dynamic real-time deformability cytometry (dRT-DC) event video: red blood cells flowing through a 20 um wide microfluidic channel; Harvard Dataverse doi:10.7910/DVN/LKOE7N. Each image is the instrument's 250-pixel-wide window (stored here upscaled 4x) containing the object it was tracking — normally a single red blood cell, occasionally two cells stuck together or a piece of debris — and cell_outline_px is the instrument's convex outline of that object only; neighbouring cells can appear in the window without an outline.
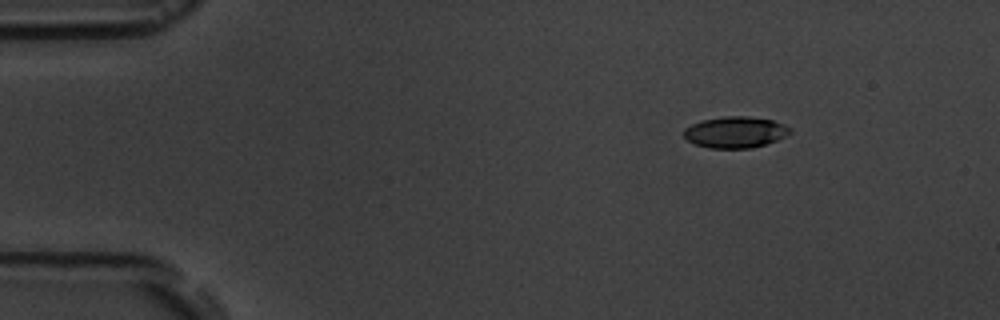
{"species": "common noctule bat (a hibernating species)", "species_latin": "Nyctalus noctula", "temperature_condition": "room temperature", "stored_images_in_passage": 15, "camera_frame_rate_fps": 3000, "um_per_image_px": 0.085, "animal": {"sex": "male", "body_mass_g": 19.5, "forearm_length_mm": 54.6}, "frame": {"image": 1, "passage_image": 1, "time_ms": 0.0, "image_size_px": [1000, 320], "cell_outline_px": [[792, 132], [776, 140], [752, 148], [708, 148], [696, 144], [688, 140], [684, 136], [684, 128], [700, 120], [724, 116], [748, 116], [772, 120], [784, 124], [792, 128]], "centroid_in_image_um": [62.5, 11.22], "position_along_channel_um": 22.5, "area_um2": 19.36}}
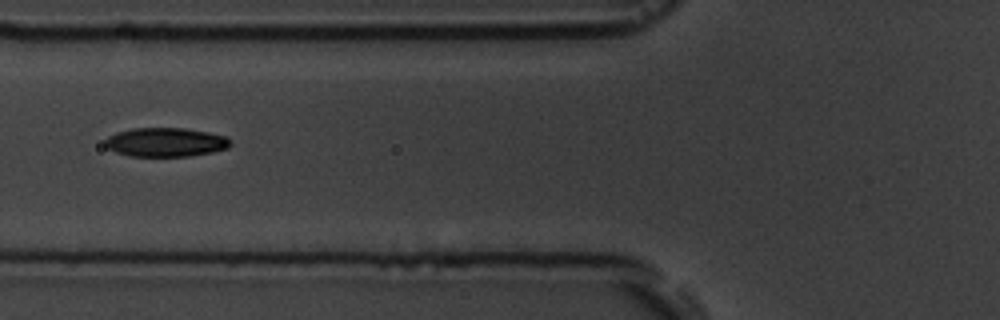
{"frame": {"image": 2, "passage_image": 5, "time_ms": 4.667, "image_size_px": [1000, 320], "cell_outline_px": [[232, 144], [228, 148], [212, 152], [188, 156], [128, 156], [116, 152], [108, 148], [104, 144], [104, 140], [108, 136], [116, 132], [132, 128], [184, 128], [208, 132], [228, 136], [232, 140]], "centroid_in_image_um": [14.1, 12.08], "position_along_channel_um": 111.7, "area_um2": 21.39}}
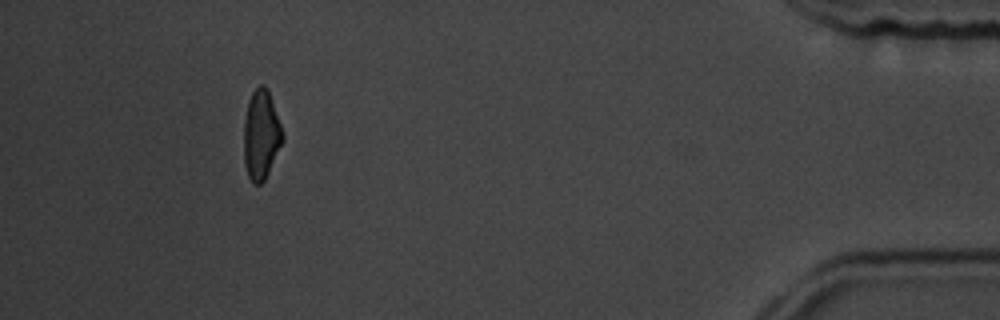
{"frame": {"image": 3, "passage_image": 14, "time_ms": 14.667, "image_size_px": [1000, 320], "cell_outline_px": [[284, 140], [264, 180], [260, 184], [252, 184], [248, 176], [244, 164], [244, 120], [248, 100], [252, 92], [260, 84], [264, 84], [268, 88], [284, 132]], "centroid_in_image_um": [22.2, 11.43], "position_along_channel_um": 413.0, "area_um2": 20.46}, "authors_computed_cell_mechanics": {"area_um2": 20.6346, "velocity_mm_per_s": 3.6464, "shape_relaxation_time_tau1_ms": 2.0479, "shape_relaxation_time_tau2_ms": 2.9757, "deformation_change_tau1": 0.1041, "deformation_change_tau2": 0.0566}}